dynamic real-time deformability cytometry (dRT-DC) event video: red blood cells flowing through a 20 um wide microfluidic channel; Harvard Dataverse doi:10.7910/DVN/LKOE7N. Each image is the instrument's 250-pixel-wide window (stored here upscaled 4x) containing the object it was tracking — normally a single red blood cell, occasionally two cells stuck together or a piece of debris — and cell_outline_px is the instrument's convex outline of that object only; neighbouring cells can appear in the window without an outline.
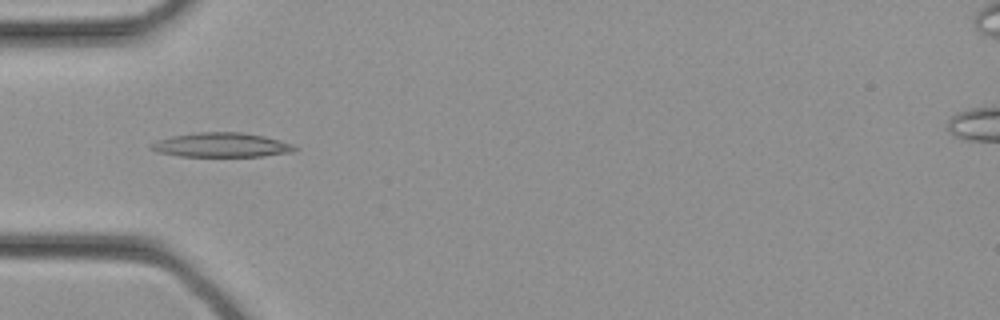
{"species": "common noctule bat (a hibernating species)", "species_latin": "Nyctalus noctula", "temperature_condition": "cold", "stored_images_in_passage": 23, "camera_frame_rate_fps": 3000, "um_per_image_px": 0.085, "animal": {"sex": "female", "body_mass_g": 21.9}, "frame": {"image": 1, "passage_image": 3, "time_ms": 0.667, "image_size_px": [1000, 320], "cell_outline_px": [[300, 148], [296, 152], [264, 156], [180, 156], [156, 152], [148, 148], [148, 144], [156, 140], [172, 136], [200, 132], [240, 132], [264, 136], [280, 140], [292, 144]], "centroid_in_image_um": [18.83, 12.33], "position_along_channel_um": 66.2, "area_um2": 20.63}}
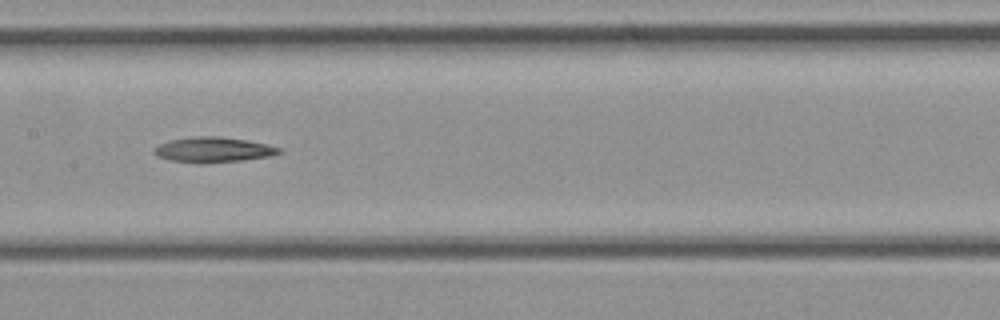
{"frame": {"image": 2, "passage_image": 9, "time_ms": 2.667, "image_size_px": [1000, 320], "cell_outline_px": [[284, 152], [272, 156], [240, 160], [196, 164], [168, 160], [156, 156], [152, 152], [160, 144], [168, 140], [192, 136], [220, 136], [248, 140], [284, 148]], "centroid_in_image_um": [18.14, 12.73], "position_along_channel_um": 189.3, "area_um2": 18.73}}
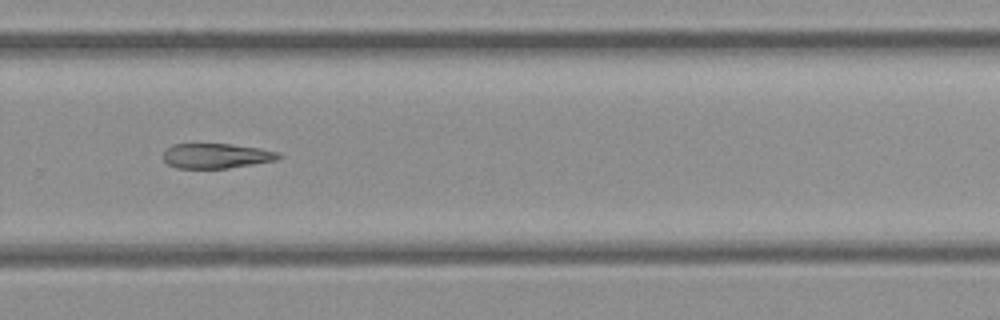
{"frame": {"image": 3, "passage_image": 15, "time_ms": 4.667, "image_size_px": [1000, 320], "cell_outline_px": [[284, 156], [276, 160], [228, 168], [176, 168], [168, 164], [164, 160], [164, 152], [172, 144], [228, 144], [260, 148], [280, 152]], "centroid_in_image_um": [18.42, 13.25], "position_along_channel_um": 311.4, "area_um2": 16.7}}